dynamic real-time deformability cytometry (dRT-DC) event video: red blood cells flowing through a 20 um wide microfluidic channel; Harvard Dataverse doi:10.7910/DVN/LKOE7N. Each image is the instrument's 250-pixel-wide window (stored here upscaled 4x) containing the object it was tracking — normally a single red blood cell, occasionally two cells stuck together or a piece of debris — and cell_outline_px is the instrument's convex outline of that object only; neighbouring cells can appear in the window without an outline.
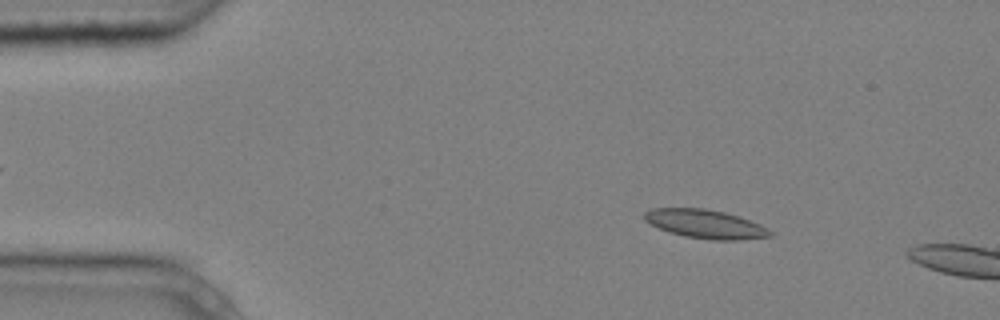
{"species": "common noctule bat (a hibernating species)", "species_latin": "Nyctalus noctula", "temperature_condition": "cold", "stored_images_in_passage": 3, "camera_frame_rate_fps": 3000, "um_per_image_px": 0.085, "animal": {"sex": "male", "body_mass_g": 20.4}, "frame": {"image": 1, "passage_image": 2, "time_ms": 0.333, "image_size_px": [1000, 320], "cell_outline_px": [[772, 236], [740, 240], [712, 240], [684, 236], [668, 232], [644, 220], [644, 212], [652, 208], [704, 208], [724, 212], [760, 224], [772, 232]], "centroid_in_image_um": [59.93, 19.04], "position_along_channel_um": 25.1, "area_um2": 20.87}}